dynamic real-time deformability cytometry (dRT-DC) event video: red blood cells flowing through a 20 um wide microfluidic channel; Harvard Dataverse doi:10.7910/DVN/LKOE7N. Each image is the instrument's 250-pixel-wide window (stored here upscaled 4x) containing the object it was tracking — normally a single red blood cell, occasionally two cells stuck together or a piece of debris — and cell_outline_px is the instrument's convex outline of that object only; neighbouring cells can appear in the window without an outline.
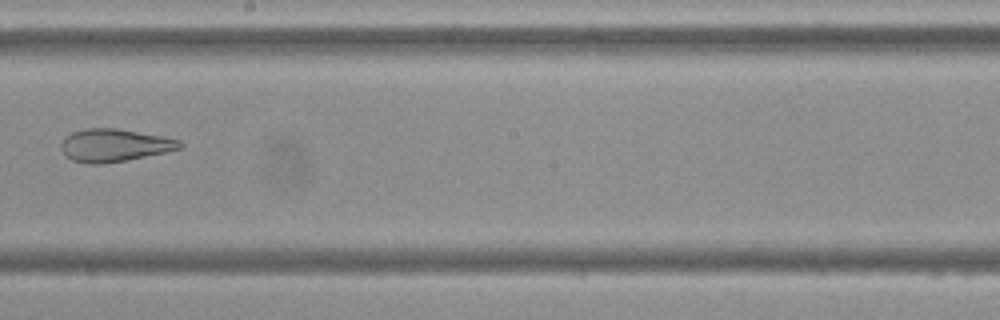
{"species": "Egyptian fruit bat (a non-hibernating species)", "species_latin": "Rousettus aegyptiacus", "temperature_condition": "cold", "stored_images_in_passage": 14, "camera_frame_rate_fps": 3000, "um_per_image_px": 0.085, "frame": {"image": 1, "passage_image": 8, "time_ms": 9.333, "image_size_px": [1000, 320], "cell_outline_px": [[184, 148], [124, 160], [100, 164], [88, 164], [72, 160], [60, 148], [60, 144], [64, 136], [72, 132], [84, 128], [116, 128], [164, 136], [180, 140], [184, 144]], "centroid_in_image_um": [9.72, 12.33], "position_along_channel_um": 238.5, "area_um2": 22.66}, "authors_computed_cell_mechanics": {"area_um2": 29.5069, "velocity_mm_per_s": 3.6611, "shape_relaxation_time_tau1_ms": null, "shape_relaxation_time_tau2_ms": 1.5485, "deformation_change_tau1": null, "deformation_change_tau2": 0.0731}}